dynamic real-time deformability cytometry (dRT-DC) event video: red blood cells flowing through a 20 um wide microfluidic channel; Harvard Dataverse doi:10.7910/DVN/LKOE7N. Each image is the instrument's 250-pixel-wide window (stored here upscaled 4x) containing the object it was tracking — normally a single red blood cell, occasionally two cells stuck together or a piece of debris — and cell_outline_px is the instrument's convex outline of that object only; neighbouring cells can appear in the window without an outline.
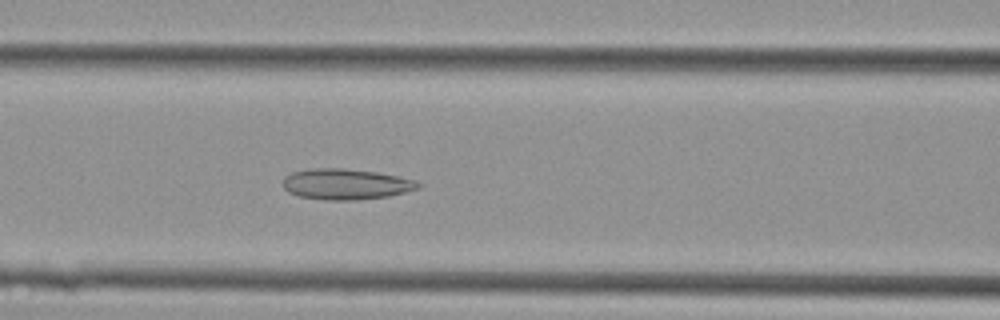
{"species": "Egyptian fruit bat (a non-hibernating species)", "species_latin": "Rousettus aegyptiacus", "temperature_condition": "cold", "stored_images_in_passage": 43, "camera_frame_rate_fps": 3000, "um_per_image_px": 0.085, "animal": {"sex": "female"}, "frame": {"image": 1, "passage_image": 18, "time_ms": 5.667, "image_size_px": [1000, 320], "cell_outline_px": [[424, 184], [420, 188], [388, 196], [352, 200], [324, 200], [300, 196], [288, 192], [284, 188], [284, 176], [292, 172], [308, 168], [344, 168], [376, 172], [416, 180]], "centroid_in_image_um": [29.4, 15.64], "position_along_channel_um": 137.2, "area_um2": 24.28}}
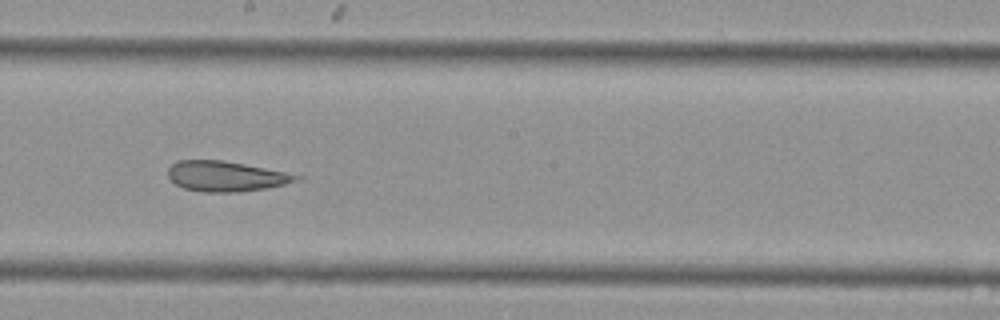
{"frame": {"image": 2, "passage_image": 24, "time_ms": 7.667, "image_size_px": [1000, 320], "cell_outline_px": [[304, 176], [284, 184], [268, 188], [236, 192], [200, 192], [184, 188], [176, 184], [168, 176], [168, 168], [176, 160], [224, 160]], "centroid_in_image_um": [19.14, 14.98], "position_along_channel_um": 229.1, "area_um2": 22.43}}
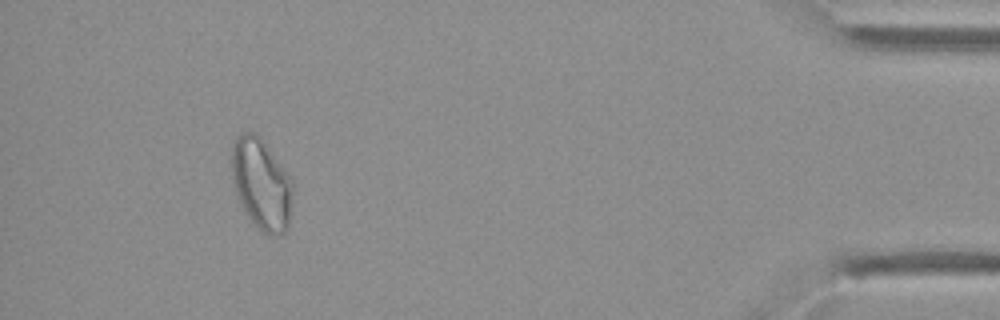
{"frame": {"image": 3, "passage_image": 40, "time_ms": 13.0, "image_size_px": [1000, 320], "cell_outline_px": [[292, 192], [288, 228], [280, 236], [268, 236], [244, 212], [236, 192], [232, 180], [232, 144], [236, 136], [240, 132], [252, 132], [260, 136], [292, 180]], "centroid_in_image_um": [22.21, 15.64], "position_along_channel_um": 413.0, "area_um2": 32.19}}